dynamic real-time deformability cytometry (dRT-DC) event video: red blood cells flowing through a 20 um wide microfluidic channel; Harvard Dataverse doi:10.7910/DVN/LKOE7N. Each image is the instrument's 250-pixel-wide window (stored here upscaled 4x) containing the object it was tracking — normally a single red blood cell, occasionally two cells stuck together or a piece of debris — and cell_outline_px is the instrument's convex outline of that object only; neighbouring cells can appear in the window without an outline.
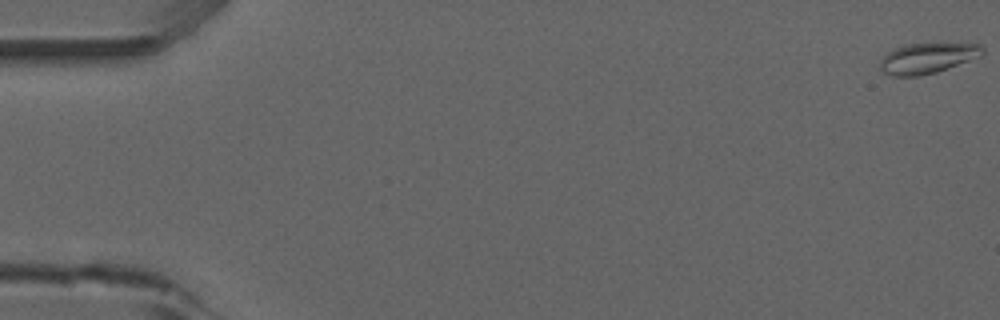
{"species": "common noctule bat (a hibernating species)", "species_latin": "Nyctalus noctula", "temperature_condition": "room temperature", "stored_images_in_passage": 53, "camera_frame_rate_fps": 3000, "um_per_image_px": 0.085, "animal": {"sex": "male", "forearm_length_mm": 52.5}, "frame": {"image": 1, "passage_image": 1, "time_ms": 0.0, "image_size_px": [1000, 320], "cell_outline_px": [[984, 52], [980, 56], [948, 68], [936, 72], [920, 76], [892, 76], [884, 72], [880, 68], [880, 60], [888, 52], [904, 44], [980, 44], [984, 48]], "centroid_in_image_um": [78.81, 4.95], "position_along_channel_um": 6.2, "area_um2": 17.92}}
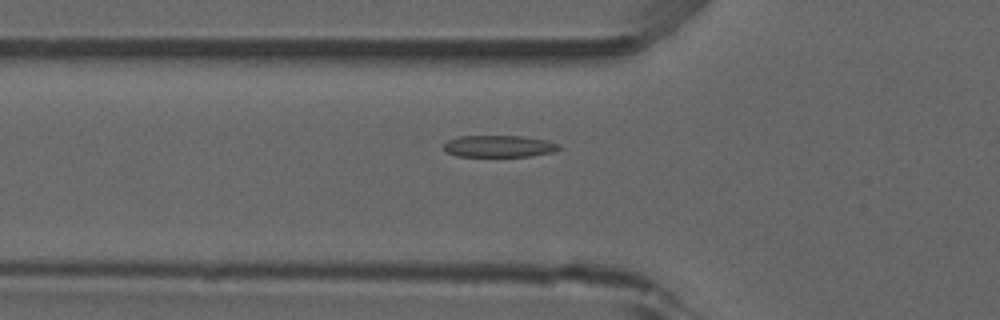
{"frame": {"image": 2, "passage_image": 19, "time_ms": 6.0, "image_size_px": [1000, 320], "cell_outline_px": [[560, 148], [552, 152], [528, 156], [456, 156], [448, 152], [444, 148], [444, 144], [448, 140], [460, 136], [524, 136], [548, 140], [560, 144]], "centroid_in_image_um": [42.44, 12.42], "position_along_channel_um": 83.4, "area_um2": 14.57}}
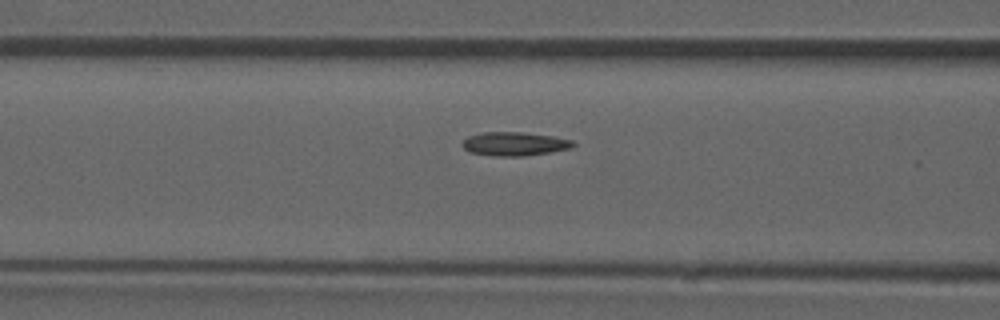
{"frame": {"image": 3, "passage_image": 22, "time_ms": 7.0, "image_size_px": [1000, 320], "cell_outline_px": [[576, 144], [572, 148], [524, 156], [492, 156], [468, 152], [460, 144], [468, 136], [480, 132], [520, 132], [552, 136], [572, 140]], "centroid_in_image_um": [43.69, 12.23], "position_along_channel_um": 122.9, "area_um2": 15.37}, "authors_computed_cell_mechanics": {"area_um2": 14.739, "velocity_mm_per_s": 3.9042, "shape_relaxation_time_tau1_ms": null, "shape_relaxation_time_tau2_ms": 2.0777, "deformation_change_tau1": null, "deformation_change_tau2": 0.0706}}